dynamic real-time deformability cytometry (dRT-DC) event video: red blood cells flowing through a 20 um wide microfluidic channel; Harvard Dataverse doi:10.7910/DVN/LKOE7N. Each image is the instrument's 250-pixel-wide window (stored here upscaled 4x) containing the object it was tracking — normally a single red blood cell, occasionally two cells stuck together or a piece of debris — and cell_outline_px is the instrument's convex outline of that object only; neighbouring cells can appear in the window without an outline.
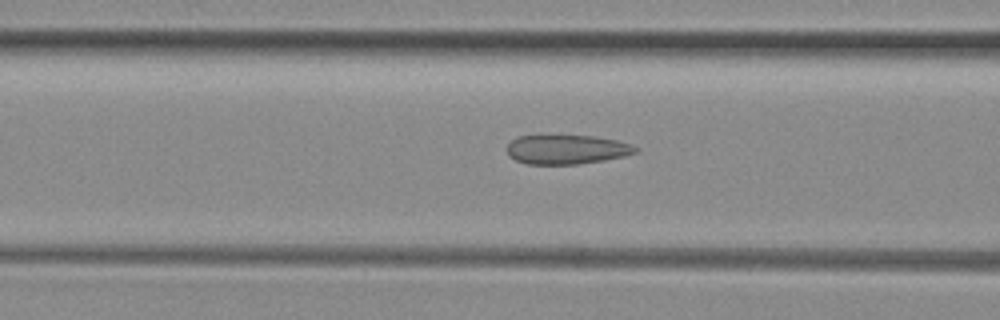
{"species": "common noctule bat (a hibernating species)", "species_latin": "Nyctalus noctula", "temperature_condition": "room temperature", "stored_images_in_passage": 31, "camera_frame_rate_fps": 3000, "um_per_image_px": 0.085, "animal": {"sex": "female", "body_mass_g": 29.2, "forearm_length_mm": 56.3}, "frame": {"image": 1, "passage_image": 9, "time_ms": 2.667, "image_size_px": [1000, 320], "cell_outline_px": [[640, 148], [636, 152], [624, 156], [604, 160], [576, 164], [528, 164], [516, 160], [508, 156], [508, 144], [516, 136], [596, 136], [616, 140], [632, 144]], "centroid_in_image_um": [48.19, 12.7], "position_along_channel_um": 118.4, "area_um2": 21.85}}
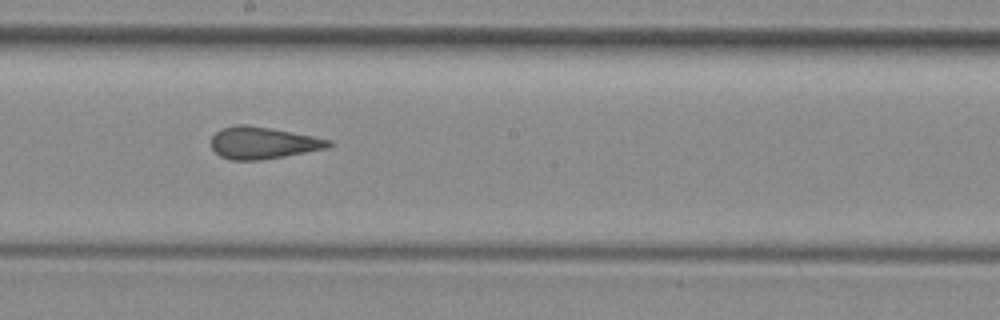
{"frame": {"image": 2, "passage_image": 17, "time_ms": 5.333, "image_size_px": [1000, 320], "cell_outline_px": [[332, 144], [328, 148], [284, 156], [260, 160], [232, 160], [220, 156], [212, 148], [212, 136], [220, 128], [236, 124], [248, 124], [292, 132], [332, 140]], "centroid_in_image_um": [22.33, 12.13], "position_along_channel_um": 225.9, "area_um2": 21.85}}
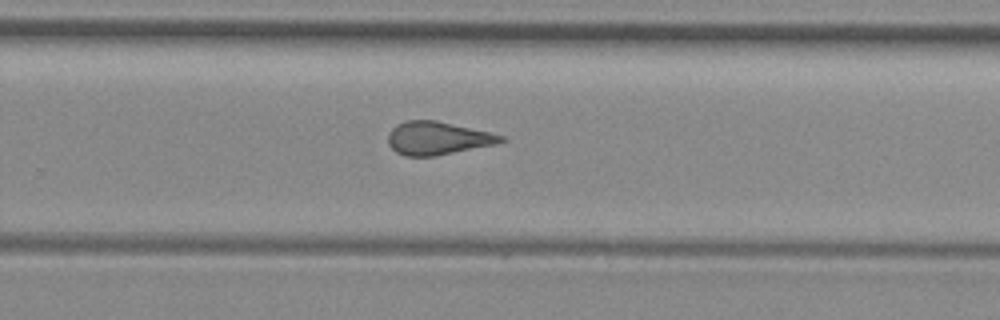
{"frame": {"image": 3, "passage_image": 22, "time_ms": 7.0, "image_size_px": [1000, 320], "cell_outline_px": [[504, 140], [496, 144], [436, 156], [404, 156], [396, 152], [388, 144], [388, 132], [396, 124], [408, 120], [436, 120], [488, 132], [504, 136]], "centroid_in_image_um": [37.15, 11.75], "position_along_channel_um": 292.7, "area_um2": 21.68}, "authors_computed_cell_mechanics": {"area_um2": 21.964, "velocity_mm_per_s": 4.0271, "shape_relaxation_time_tau1_ms": null, "shape_relaxation_time_tau2_ms": 1.5398, "deformation_change_tau1": null, "deformation_change_tau2": 0.099}}